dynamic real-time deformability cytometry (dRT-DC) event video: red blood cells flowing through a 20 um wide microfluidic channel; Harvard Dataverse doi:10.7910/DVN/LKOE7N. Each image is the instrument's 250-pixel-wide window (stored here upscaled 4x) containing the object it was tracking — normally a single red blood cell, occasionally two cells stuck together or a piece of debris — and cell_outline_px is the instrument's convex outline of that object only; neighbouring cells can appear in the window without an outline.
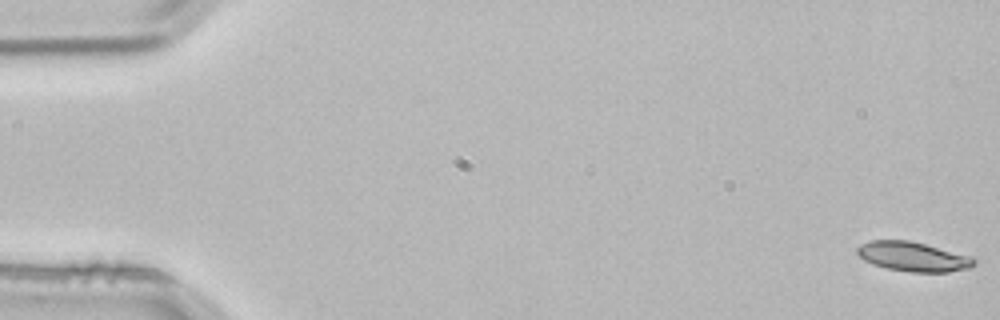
{"species": "common noctule bat (a hibernating species)", "species_latin": "Nyctalus noctula", "temperature_condition": "room temperature", "stored_images_in_passage": 3, "camera_frame_rate_fps": 3000, "um_per_image_px": 0.085, "animal": {"sex": "male", "body_mass_g": 21.5, "forearm_length_mm": 52.0}, "frame": {"image": 1, "passage_image": 1, "time_ms": 0.0, "image_size_px": [1000, 320], "cell_outline_px": [[976, 264], [972, 268], [948, 272], [912, 272], [888, 268], [872, 264], [864, 260], [856, 252], [856, 248], [860, 244], [872, 240], [908, 240], [972, 256], [976, 260]], "centroid_in_image_um": [77.63, 21.81], "position_along_channel_um": 7.4, "area_um2": 20.11}}
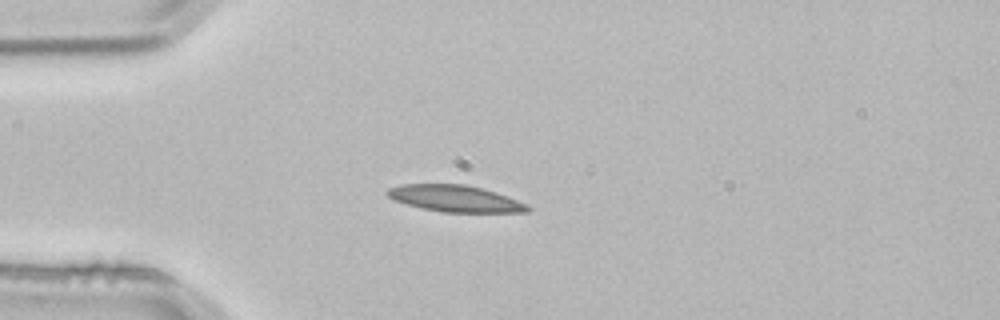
{"frame": {"image": 2, "passage_image": 3, "time_ms": 0.667, "image_size_px": [1000, 320], "cell_outline_px": [[532, 208], [528, 212], [444, 212], [424, 208], [392, 200], [384, 192], [388, 188], [400, 184], [464, 184], [496, 192], [528, 204]], "centroid_in_image_um": [38.68, 16.87], "position_along_channel_um": 46.3, "area_um2": 21.68}}